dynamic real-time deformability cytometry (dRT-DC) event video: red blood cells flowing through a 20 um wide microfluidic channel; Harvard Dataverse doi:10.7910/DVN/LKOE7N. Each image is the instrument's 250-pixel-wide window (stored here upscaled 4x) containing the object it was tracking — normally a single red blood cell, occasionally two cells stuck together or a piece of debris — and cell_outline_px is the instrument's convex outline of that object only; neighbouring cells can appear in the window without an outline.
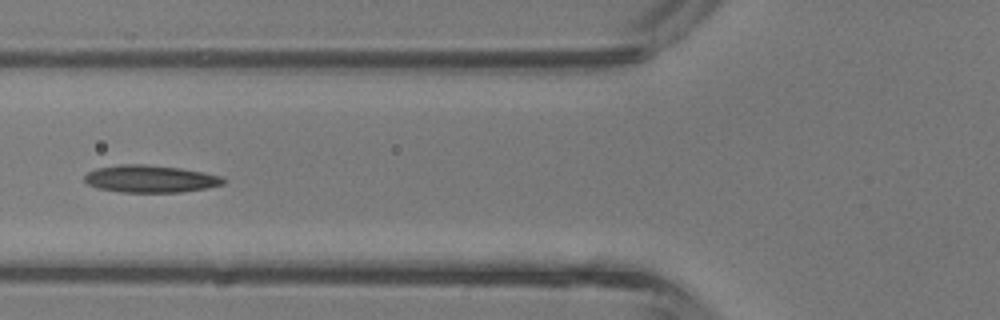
{"species": "common noctule bat (a hibernating species)", "species_latin": "Nyctalus noctula", "temperature_condition": "room temperature", "stored_images_in_passage": 5, "camera_frame_rate_fps": 3000, "um_per_image_px": 0.085, "animal": {"sex": "male", "body_mass_g": 13.3}, "frame": {"image": 1, "passage_image": 5, "time_ms": 1.333, "image_size_px": [1000, 320], "cell_outline_px": [[224, 184], [208, 188], [180, 192], [120, 192], [96, 188], [88, 184], [84, 180], [84, 176], [88, 172], [96, 168], [120, 164], [144, 164], [180, 168], [204, 172], [224, 176]], "centroid_in_image_um": [12.78, 15.2], "position_along_channel_um": 113.0, "area_um2": 22.25}}